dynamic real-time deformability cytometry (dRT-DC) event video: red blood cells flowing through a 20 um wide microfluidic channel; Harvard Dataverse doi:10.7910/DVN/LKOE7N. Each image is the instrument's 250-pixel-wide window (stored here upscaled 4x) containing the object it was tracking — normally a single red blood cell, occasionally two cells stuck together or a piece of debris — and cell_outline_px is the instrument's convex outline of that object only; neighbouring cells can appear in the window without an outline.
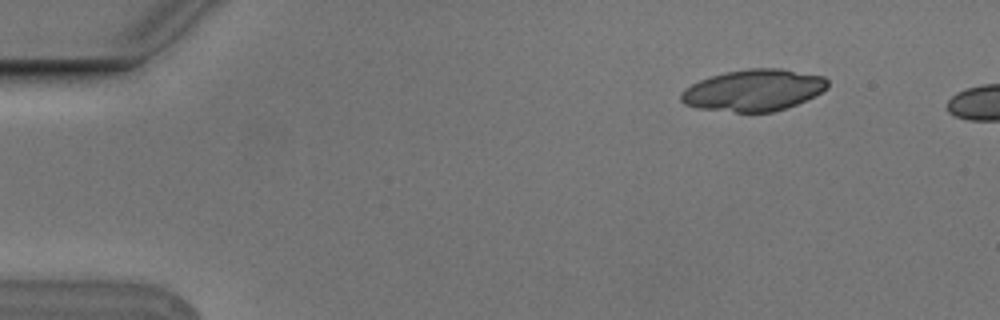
{"species": "Egyptian fruit bat (a non-hibernating species)", "species_latin": "Rousettus aegyptiacus", "temperature_condition": "cold", "stored_images_in_passage": 5, "camera_frame_rate_fps": 3000, "um_per_image_px": 0.085, "animal": {"sex": "male"}, "frame": {"image": 1, "passage_image": 5, "time_ms": 1.333, "image_size_px": [1000, 320], "cell_outline_px": [[828, 88], [796, 104], [772, 112], [736, 112], [700, 108], [684, 104], [680, 100], [680, 92], [684, 88], [700, 80], [724, 72], [748, 68], [780, 68], [824, 76], [828, 80]], "centroid_in_image_um": [64.04, 7.66], "position_along_channel_um": 21.0, "area_um2": 35.37}}